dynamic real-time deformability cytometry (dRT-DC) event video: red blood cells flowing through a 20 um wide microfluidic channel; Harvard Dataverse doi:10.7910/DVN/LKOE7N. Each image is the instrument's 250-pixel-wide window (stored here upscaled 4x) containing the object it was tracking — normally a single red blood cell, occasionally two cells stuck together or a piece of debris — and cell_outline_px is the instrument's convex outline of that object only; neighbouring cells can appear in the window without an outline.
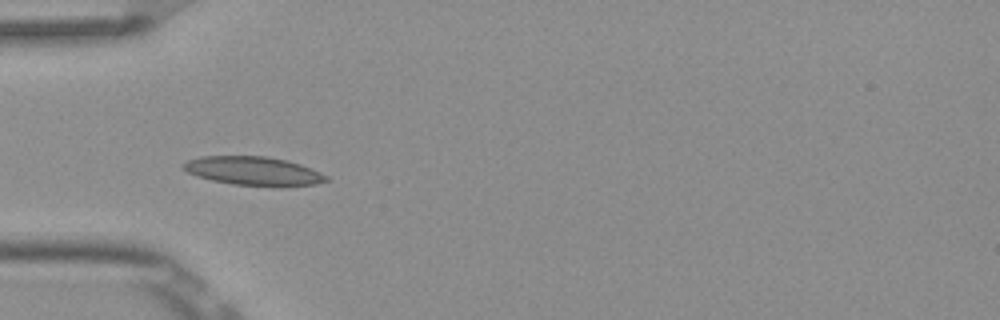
{"species": "Egyptian fruit bat (a non-hibernating species)", "species_latin": "Rousettus aegyptiacus", "temperature_condition": "room temperature", "stored_images_in_passage": 6, "camera_frame_rate_fps": 3000, "um_per_image_px": 0.085, "frame": {"image": 1, "passage_image": 5, "time_ms": 1.333, "image_size_px": [1000, 320], "cell_outline_px": [[328, 180], [316, 184], [272, 188], [232, 184], [212, 180], [196, 176], [180, 168], [180, 164], [188, 160], [200, 156], [268, 156], [288, 160], [300, 164], [320, 172], [328, 176]], "centroid_in_image_um": [21.53, 14.55], "position_along_channel_um": 63.5, "area_um2": 24.51}}
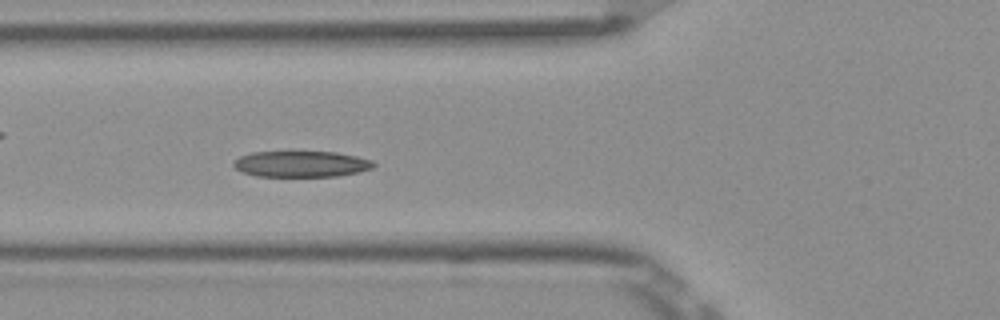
{"frame": {"image": 2, "passage_image": 6, "time_ms": 1.667, "image_size_px": [1000, 320], "cell_outline_px": [[376, 164], [372, 168], [360, 172], [336, 176], [256, 176], [244, 172], [236, 168], [232, 164], [240, 156], [252, 152], [292, 148], [336, 152], [356, 156], [372, 160]], "centroid_in_image_um": [25.6, 13.88], "position_along_channel_um": 100.2, "area_um2": 22.31}}